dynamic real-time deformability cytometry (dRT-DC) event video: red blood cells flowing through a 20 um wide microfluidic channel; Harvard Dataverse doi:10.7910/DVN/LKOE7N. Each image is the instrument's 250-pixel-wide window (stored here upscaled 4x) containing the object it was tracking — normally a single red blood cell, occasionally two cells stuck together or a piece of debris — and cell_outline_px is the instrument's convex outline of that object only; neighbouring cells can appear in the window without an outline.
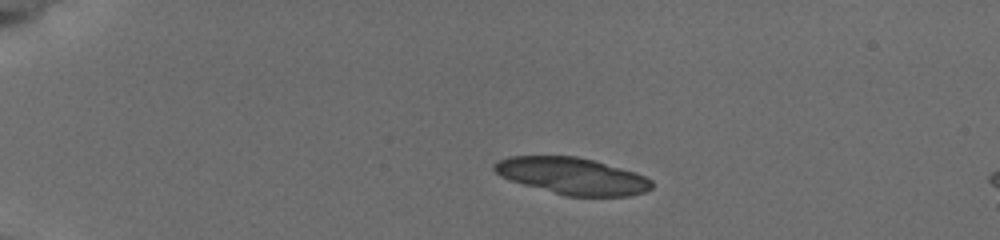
{"species": "common noctule bat (a hibernating species)", "species_latin": "Nyctalus noctula", "temperature_condition": "cold", "stored_images_in_passage": 27, "camera_frame_rate_fps": 3000, "um_per_image_px": 0.085, "animal": {"sex": "female", "body_mass_g": 19.5, "forearm_length_mm": 54.1}, "frame": {"image": 1, "passage_image": 1, "time_ms": 0.0, "image_size_px": [1000, 240], "cell_outline_px": [[652, 188], [644, 192], [628, 196], [564, 196], [508, 180], [500, 176], [492, 168], [492, 164], [508, 156], [576, 156], [592, 160], [632, 172], [644, 176], [652, 180]], "centroid_in_image_um": [48.58, 14.97], "position_along_channel_um": 36.4, "area_um2": 33.58}}
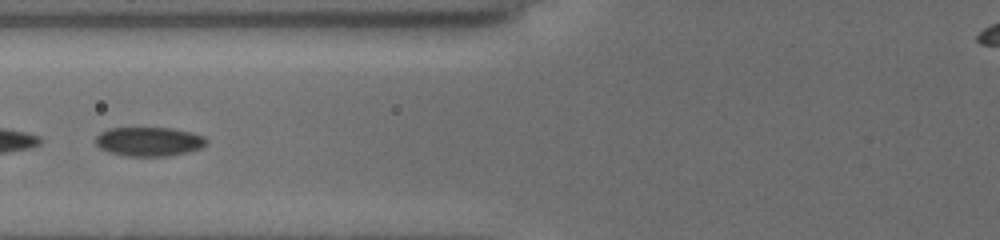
{"frame": {"image": 2, "passage_image": 26, "time_ms": 4.0, "image_size_px": [1000, 240], "cell_outline_px": [[208, 140], [200, 148], [188, 152], [168, 156], [124, 156], [100, 148], [96, 144], [96, 136], [100, 132], [108, 128], [172, 128], [192, 132], [204, 136]], "centroid_in_image_um": [12.67, 12.03], "position_along_channel_um": 113.1, "area_um2": 18.79}}